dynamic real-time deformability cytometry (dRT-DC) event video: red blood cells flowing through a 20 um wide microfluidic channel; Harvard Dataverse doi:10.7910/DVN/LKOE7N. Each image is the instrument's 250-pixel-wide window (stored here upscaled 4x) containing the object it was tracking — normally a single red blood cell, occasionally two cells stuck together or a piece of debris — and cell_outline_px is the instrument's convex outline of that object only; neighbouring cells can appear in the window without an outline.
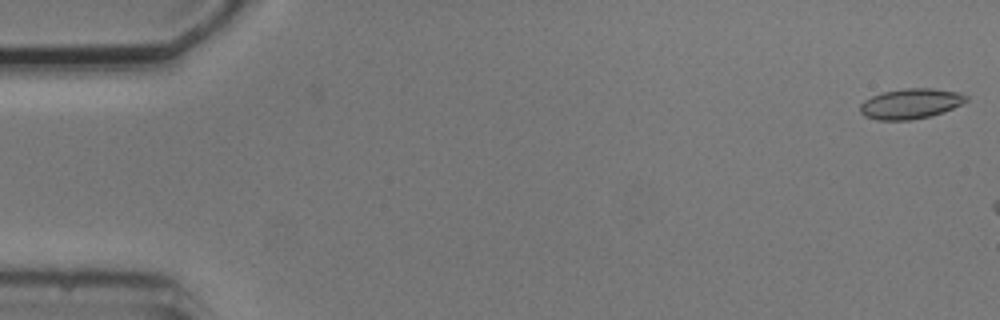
{"species": "common noctule bat (a hibernating species)", "species_latin": "Nyctalus noctula", "temperature_condition": "cold", "stored_images_in_passage": 3, "camera_frame_rate_fps": 3000, "um_per_image_px": 0.085, "animal": {"sex": "male", "body_mass_g": 20.5, "forearm_length_mm": 52.5}, "frame": {"image": 1, "passage_image": 1, "time_ms": 0.0, "image_size_px": [1000, 320], "cell_outline_px": [[968, 100], [944, 112], [912, 120], [876, 120], [864, 116], [860, 112], [860, 104], [864, 100], [872, 96], [884, 92], [908, 88], [932, 88], [956, 92], [968, 96]], "centroid_in_image_um": [77.37, 8.82], "position_along_channel_um": 7.6, "area_um2": 18.55}}